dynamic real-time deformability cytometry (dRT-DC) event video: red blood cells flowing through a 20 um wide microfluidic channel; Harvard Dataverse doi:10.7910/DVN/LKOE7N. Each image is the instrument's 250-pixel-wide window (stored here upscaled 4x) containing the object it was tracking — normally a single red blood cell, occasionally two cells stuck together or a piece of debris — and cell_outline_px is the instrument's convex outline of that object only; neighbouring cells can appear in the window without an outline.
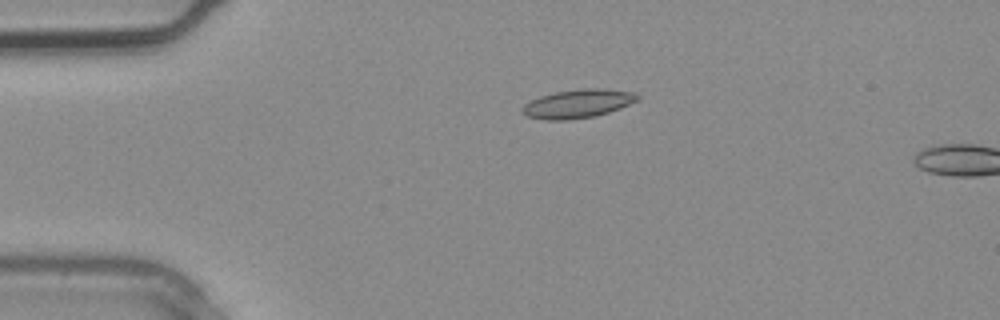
{"species": "common noctule bat (a hibernating species)", "species_latin": "Nyctalus noctula", "temperature_condition": "warm", "stored_images_in_passage": 4, "camera_frame_rate_fps": 3000, "um_per_image_px": 0.085, "animal": {"sex": "male", "body_mass_g": 20.4}, "frame": {"image": 1, "passage_image": 3, "time_ms": 0.667, "image_size_px": [1000, 320], "cell_outline_px": [[640, 96], [636, 100], [620, 108], [596, 116], [572, 120], [544, 120], [528, 116], [520, 112], [520, 108], [524, 104], [540, 96], [556, 92], [584, 88], [604, 88], [632, 92]], "centroid_in_image_um": [49.07, 8.82], "position_along_channel_um": 35.9, "area_um2": 19.19}}